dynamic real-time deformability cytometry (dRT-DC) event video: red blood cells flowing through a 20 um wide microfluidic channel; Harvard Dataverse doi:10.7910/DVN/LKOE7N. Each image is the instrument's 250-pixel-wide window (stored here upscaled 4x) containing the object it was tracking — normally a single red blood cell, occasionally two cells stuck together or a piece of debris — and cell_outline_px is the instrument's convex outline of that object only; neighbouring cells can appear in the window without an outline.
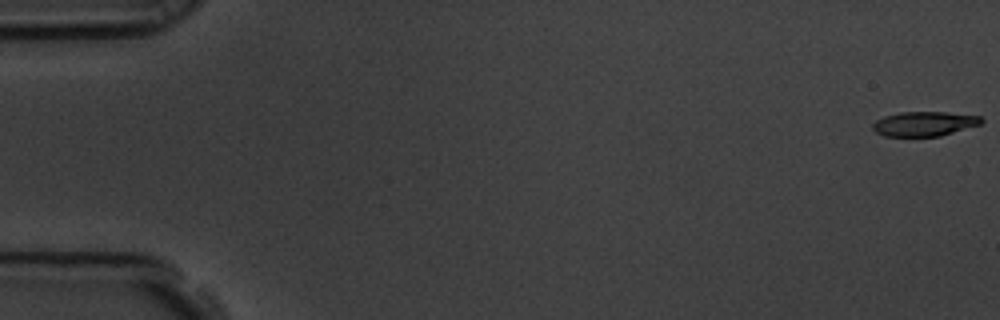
{"species": "common noctule bat (a hibernating species)", "species_latin": "Nyctalus noctula", "temperature_condition": "room temperature", "stored_images_in_passage": 58, "camera_frame_rate_fps": 3000, "um_per_image_px": 0.085, "animal": {"sex": "male", "body_mass_g": 19.5, "forearm_length_mm": 54.6}, "frame": {"image": 1, "passage_image": 1, "time_ms": 0.0, "image_size_px": [1000, 320], "cell_outline_px": [[984, 120], [980, 124], [940, 136], [884, 136], [876, 132], [872, 128], [872, 124], [876, 120], [884, 116], [900, 112], [944, 112], [980, 116]], "centroid_in_image_um": [78.53, 10.52], "position_along_channel_um": 6.5, "area_um2": 15.43}}
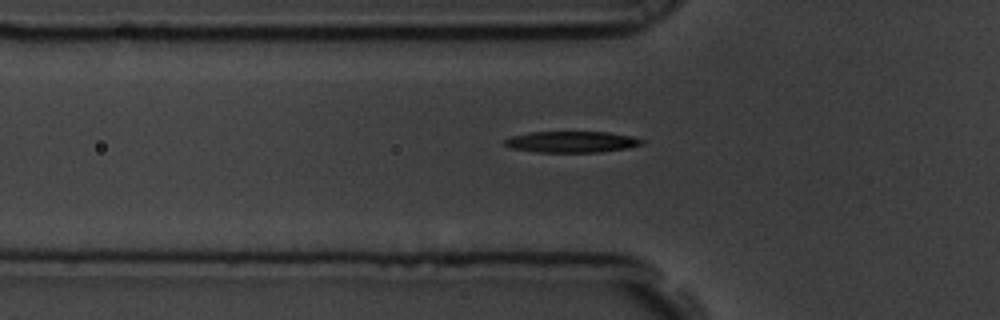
{"frame": {"image": 2, "passage_image": 20, "time_ms": 6.333, "image_size_px": [1000, 320], "cell_outline_px": [[644, 144], [628, 148], [600, 152], [536, 152], [512, 148], [504, 144], [504, 140], [512, 136], [528, 132], [608, 132], [632, 136], [644, 140]], "centroid_in_image_um": [48.62, 12.06], "position_along_channel_um": 77.2, "area_um2": 16.99}}
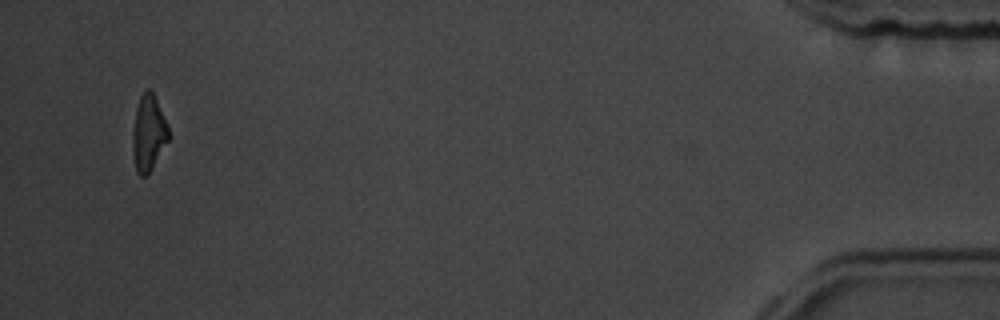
{"frame": {"image": 3, "passage_image": 56, "time_ms": 18.333, "image_size_px": [1000, 320], "cell_outline_px": [[168, 140], [148, 176], [140, 176], [136, 172], [132, 148], [132, 132], [136, 108], [140, 96], [144, 88], [152, 88], [168, 124]], "centroid_in_image_um": [12.61, 11.27], "position_along_channel_um": 422.6, "area_um2": 16.24}, "authors_computed_cell_mechanics": {"area_um2": 17.051, "velocity_mm_per_s": 3.5615, "shape_relaxation_time_tau1_ms": 3.4782, "shape_relaxation_time_tau2_ms": 3.7422, "deformation_change_tau1": 0.1807, "deformation_change_tau2": 0.1399}}